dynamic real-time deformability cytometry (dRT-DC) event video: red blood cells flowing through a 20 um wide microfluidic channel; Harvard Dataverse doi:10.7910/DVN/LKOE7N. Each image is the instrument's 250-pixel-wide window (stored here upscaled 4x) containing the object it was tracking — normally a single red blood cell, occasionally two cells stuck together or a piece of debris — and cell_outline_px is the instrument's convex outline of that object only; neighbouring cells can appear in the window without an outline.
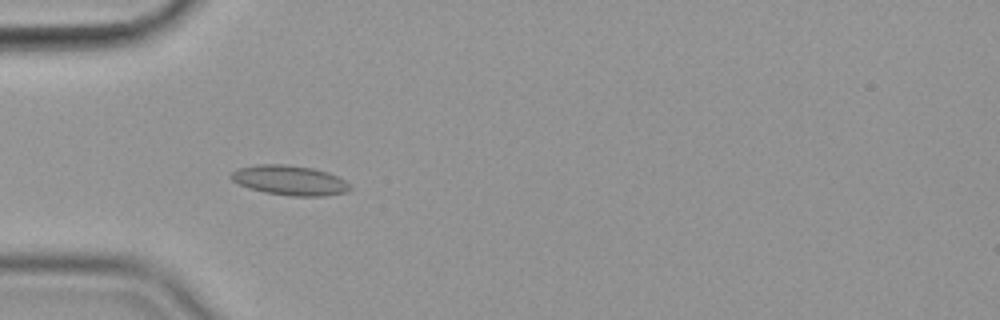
{"species": "common noctule bat (a hibernating species)", "species_latin": "Nyctalus noctula", "temperature_condition": "cold", "stored_images_in_passage": 38, "camera_frame_rate_fps": 3000, "um_per_image_px": 0.085, "animal": {"sex": "female", "body_mass_g": 19.9}, "frame": {"image": 1, "passage_image": 6, "time_ms": 1.667, "image_size_px": [1000, 320], "cell_outline_px": [[352, 188], [344, 192], [324, 196], [288, 196], [264, 192], [248, 188], [232, 180], [228, 176], [236, 168], [256, 164], [284, 164], [312, 168], [328, 172], [344, 180]], "centroid_in_image_um": [24.57, 15.32], "position_along_channel_um": 60.4, "area_um2": 20.69}}
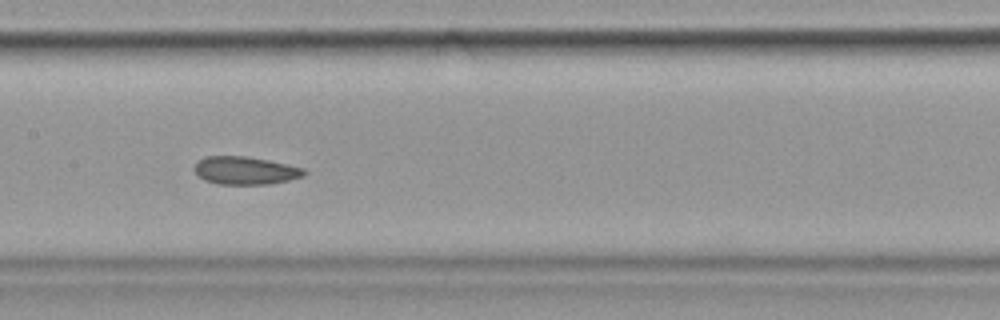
{"frame": {"image": 2, "passage_image": 17, "time_ms": 5.333, "image_size_px": [1000, 320], "cell_outline_px": [[308, 172], [304, 176], [288, 180], [268, 184], [216, 184], [204, 180], [192, 168], [196, 160], [204, 156], [248, 156], [288, 164], [304, 168]], "centroid_in_image_um": [20.83, 14.48], "position_along_channel_um": 186.6, "area_um2": 18.09}}
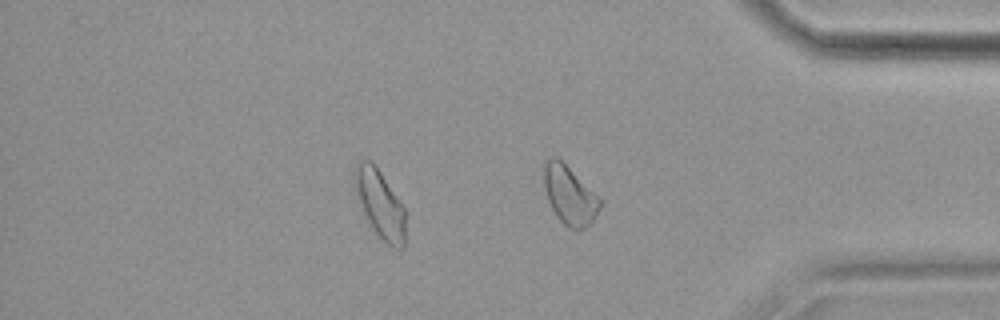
{"frame": {"image": 3, "passage_image": 35, "time_ms": 11.333, "image_size_px": [1000, 320], "cell_outline_px": [[404, 248], [392, 248], [372, 228], [360, 208], [356, 196], [352, 176], [352, 172], [356, 160], [372, 160], [404, 204]], "centroid_in_image_um": [32.25, 17.25], "position_along_channel_um": 403.0, "area_um2": 20.63}, "authors_computed_cell_mechanics": {"area_um2": 18.5249, "velocity_mm_per_s": 3.5656, "shape_relaxation_time_tau1_ms": null, "shape_relaxation_time_tau2_ms": 4.4084, "deformation_change_tau1": null, "deformation_change_tau2": 0.0941}}